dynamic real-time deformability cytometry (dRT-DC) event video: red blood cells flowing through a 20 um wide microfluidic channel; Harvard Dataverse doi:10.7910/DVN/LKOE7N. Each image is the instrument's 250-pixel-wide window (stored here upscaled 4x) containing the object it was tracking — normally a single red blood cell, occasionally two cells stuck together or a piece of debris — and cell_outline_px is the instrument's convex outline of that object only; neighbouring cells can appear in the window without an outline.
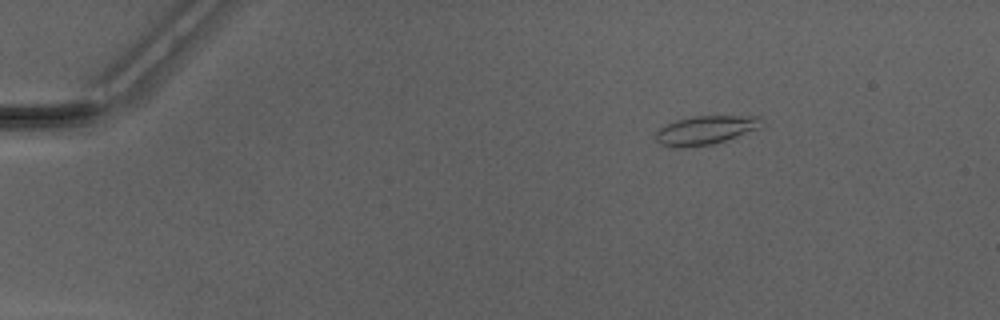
{"species": "Egyptian fruit bat (a non-hibernating species)", "species_latin": "Rousettus aegyptiacus", "temperature_condition": "warm", "stored_images_in_passage": 43, "camera_frame_rate_fps": 3000, "um_per_image_px": 0.085, "animal": {"sex": "male"}, "frame": {"image": 1, "passage_image": 3, "time_ms": 0.667, "image_size_px": [1000, 320], "cell_outline_px": [[764, 124], [760, 128], [716, 144], [684, 148], [676, 148], [660, 144], [656, 140], [656, 132], [660, 128], [676, 120], [692, 116], [760, 116], [764, 120]], "centroid_in_image_um": [60.01, 11.07], "position_along_channel_um": 25.0, "area_um2": 18.03}}
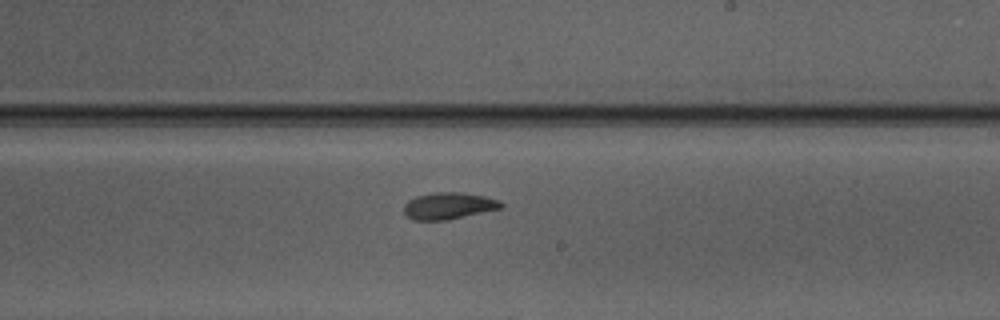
{"frame": {"image": 2, "passage_image": 26, "time_ms": 8.333, "image_size_px": [1000, 320], "cell_outline_px": [[504, 204], [500, 208], [444, 220], [412, 220], [404, 212], [404, 204], [408, 200], [416, 196], [436, 192], [460, 192], [484, 196], [500, 200]], "centroid_in_image_um": [38.1, 17.48], "position_along_channel_um": 250.9, "area_um2": 14.91}}
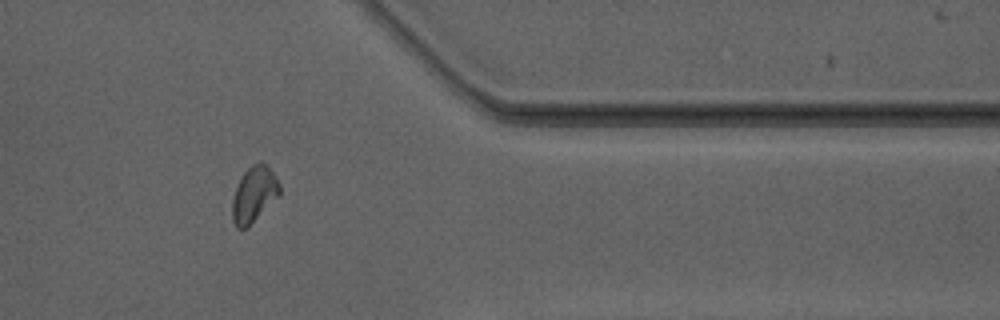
{"frame": {"image": 3, "passage_image": 37, "time_ms": 12.0, "image_size_px": [1000, 320], "cell_outline_px": [[280, 192], [248, 228], [236, 228], [232, 220], [232, 200], [236, 188], [244, 172], [252, 164], [260, 160], [276, 176], [280, 184]], "centroid_in_image_um": [21.57, 16.53], "position_along_channel_um": 389.8, "area_um2": 15.09}}